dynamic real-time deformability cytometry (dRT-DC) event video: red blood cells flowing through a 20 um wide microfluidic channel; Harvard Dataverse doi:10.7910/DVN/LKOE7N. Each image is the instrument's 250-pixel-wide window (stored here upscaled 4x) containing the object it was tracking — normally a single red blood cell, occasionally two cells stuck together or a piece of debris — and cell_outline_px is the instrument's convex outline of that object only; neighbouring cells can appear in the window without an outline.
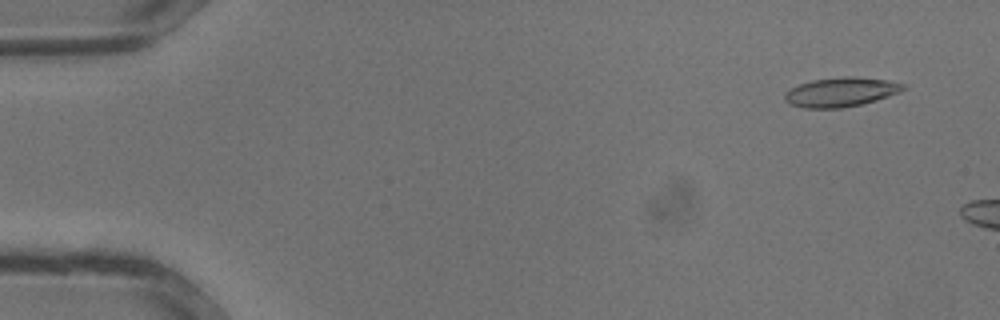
{"species": "common noctule bat (a hibernating species)", "species_latin": "Nyctalus noctula", "temperature_condition": "warm", "stored_images_in_passage": 14, "camera_frame_rate_fps": 3000, "um_per_image_px": 0.085, "animal": {"sex": "male", "body_mass_g": 13.3}, "frame": {"image": 1, "passage_image": 1, "time_ms": 0.0, "image_size_px": [1000, 320], "cell_outline_px": [[908, 88], [900, 92], [876, 100], [860, 104], [840, 108], [804, 108], [788, 104], [784, 100], [784, 92], [800, 84], [812, 80], [844, 76], [856, 76], [888, 80], [908, 84]], "centroid_in_image_um": [71.5, 7.81], "position_along_channel_um": 13.5, "area_um2": 20.46}}
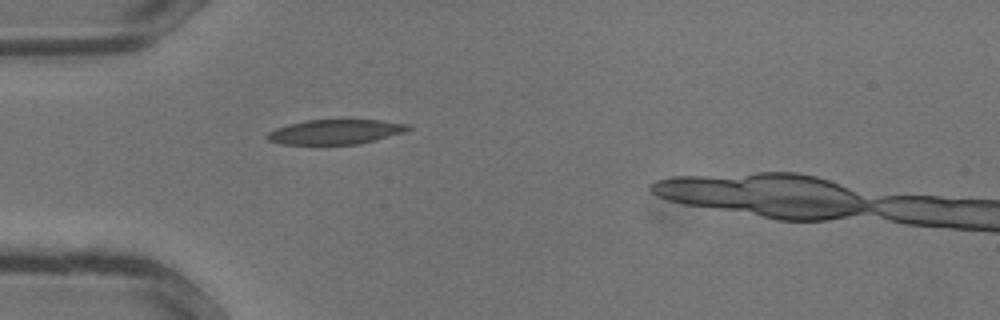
{"frame": {"image": 2, "passage_image": 9, "time_ms": 2.667, "image_size_px": [1000, 320], "cell_outline_px": [[412, 128], [404, 132], [376, 140], [360, 144], [280, 144], [268, 140], [268, 132], [276, 128], [288, 124], [304, 120], [380, 120], [412, 124]], "centroid_in_image_um": [28.55, 11.2], "position_along_channel_um": 56.4, "area_um2": 20.35}}
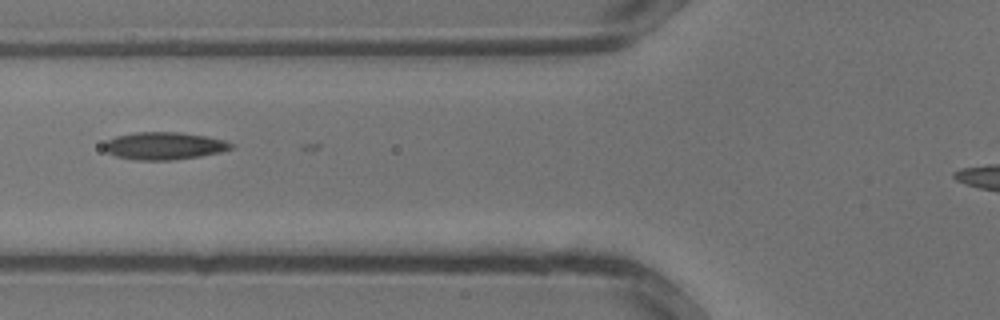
{"frame": {"image": 3, "passage_image": 12, "time_ms": 3.667, "image_size_px": [1000, 320], "cell_outline_px": [[236, 148], [220, 152], [200, 156], [172, 160], [136, 160], [116, 156], [108, 152], [104, 148], [104, 144], [108, 140], [116, 136], [136, 132], [180, 132], [208, 136], [224, 140], [232, 144]], "centroid_in_image_um": [13.99, 12.39], "position_along_channel_um": 111.8, "area_um2": 20.35}}